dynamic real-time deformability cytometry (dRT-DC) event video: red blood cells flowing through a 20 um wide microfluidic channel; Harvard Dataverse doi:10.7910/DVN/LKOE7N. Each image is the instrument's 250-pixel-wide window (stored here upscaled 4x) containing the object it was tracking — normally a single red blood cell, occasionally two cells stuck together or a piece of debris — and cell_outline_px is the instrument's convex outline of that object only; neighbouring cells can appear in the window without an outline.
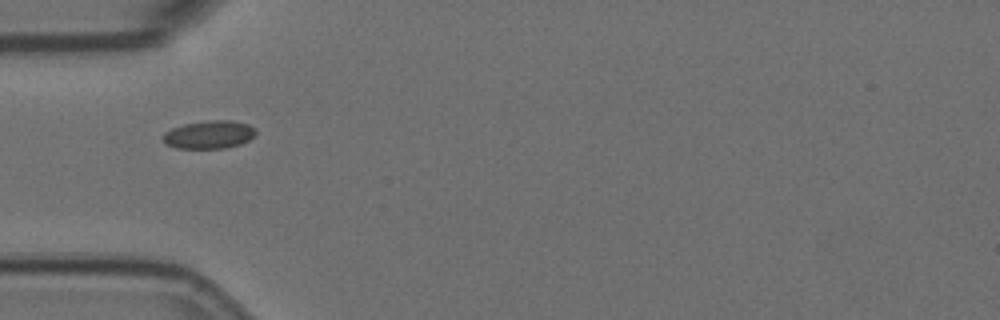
{"species": "Egyptian fruit bat (a non-hibernating species)", "species_latin": "Rousettus aegyptiacus", "temperature_condition": "room temperature", "stored_images_in_passage": 10, "camera_frame_rate_fps": 3000, "um_per_image_px": 0.085, "animal": {"sex": "female"}, "frame": {"image": 1, "passage_image": 4, "time_ms": 1.0, "image_size_px": [1000, 320], "cell_outline_px": [[256, 136], [240, 144], [224, 148], [176, 148], [164, 144], [164, 132], [172, 128], [184, 124], [208, 120], [232, 120], [248, 124], [256, 128]], "centroid_in_image_um": [17.8, 11.43], "position_along_channel_um": 67.2, "area_um2": 15.26}}
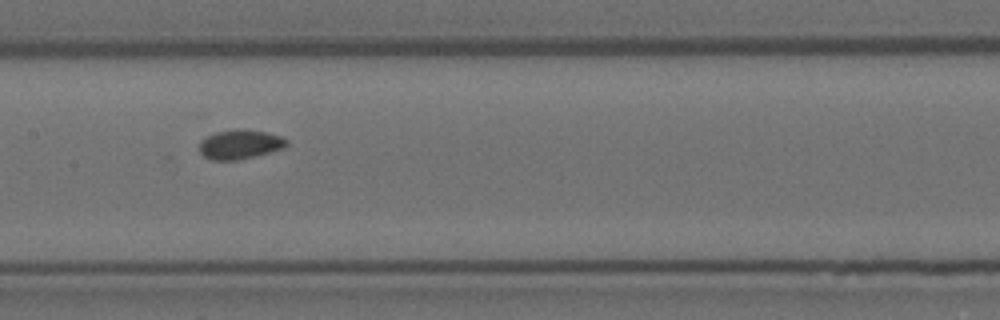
{"frame": {"image": 2, "passage_image": 7, "time_ms": 2.0, "image_size_px": [1000, 320], "cell_outline_px": [[288, 144], [284, 148], [236, 160], [212, 160], [204, 156], [200, 152], [200, 140], [216, 132], [236, 128], [244, 128], [264, 132], [280, 136], [288, 140]], "centroid_in_image_um": [20.38, 12.25], "position_along_channel_um": 187.0, "area_um2": 14.8}}
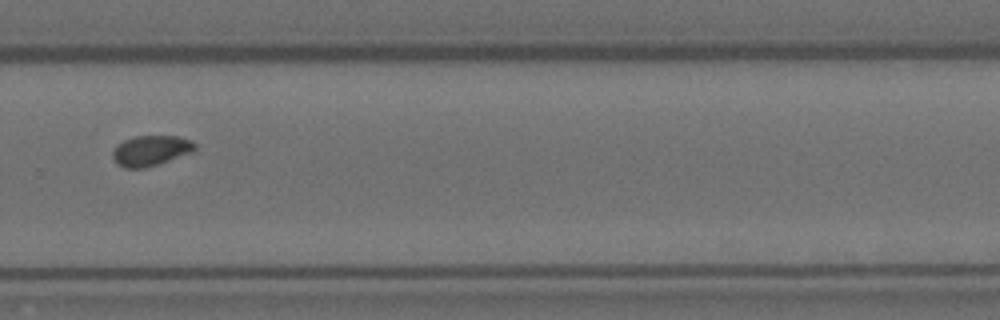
{"frame": {"image": 3, "passage_image": 10, "time_ms": 3.0, "image_size_px": [1000, 320], "cell_outline_px": [[196, 148], [188, 152], [156, 164], [144, 168], [124, 168], [116, 164], [112, 156], [112, 152], [124, 140], [136, 136], [180, 136], [192, 140], [196, 144]], "centroid_in_image_um": [12.78, 12.79], "position_along_channel_um": 317.0, "area_um2": 14.16}}